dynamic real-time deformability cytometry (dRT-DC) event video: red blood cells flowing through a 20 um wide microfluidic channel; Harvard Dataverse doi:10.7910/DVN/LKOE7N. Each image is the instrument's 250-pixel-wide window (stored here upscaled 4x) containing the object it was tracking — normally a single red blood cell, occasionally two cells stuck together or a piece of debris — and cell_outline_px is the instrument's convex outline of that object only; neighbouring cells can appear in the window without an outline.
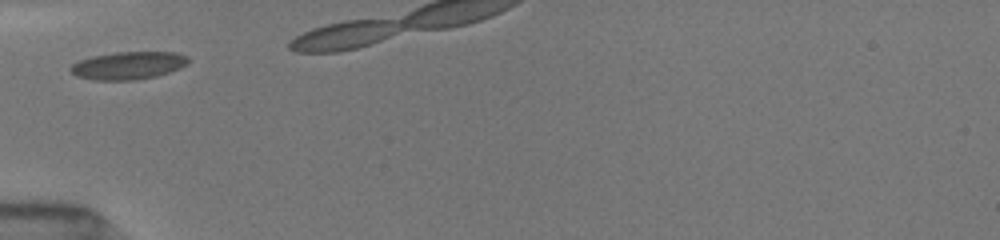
{"species": "common noctule bat (a hibernating species)", "species_latin": "Nyctalus noctula", "temperature_condition": "room temperature", "stored_images_in_passage": 5, "camera_frame_rate_fps": 3000, "um_per_image_px": 0.085, "animal": {"sex": "female", "body_mass_g": 19.5, "forearm_length_mm": 54.1}, "frame": {"image": 1, "passage_image": 1, "time_ms": 0.0, "image_size_px": [1000, 240], "cell_outline_px": [[188, 60], [180, 68], [156, 76], [132, 80], [92, 80], [76, 76], [68, 68], [72, 64], [80, 60], [92, 56], [116, 52], [176, 52], [188, 56]], "centroid_in_image_um": [10.86, 5.56], "position_along_channel_um": 74.1, "area_um2": 18.9}}